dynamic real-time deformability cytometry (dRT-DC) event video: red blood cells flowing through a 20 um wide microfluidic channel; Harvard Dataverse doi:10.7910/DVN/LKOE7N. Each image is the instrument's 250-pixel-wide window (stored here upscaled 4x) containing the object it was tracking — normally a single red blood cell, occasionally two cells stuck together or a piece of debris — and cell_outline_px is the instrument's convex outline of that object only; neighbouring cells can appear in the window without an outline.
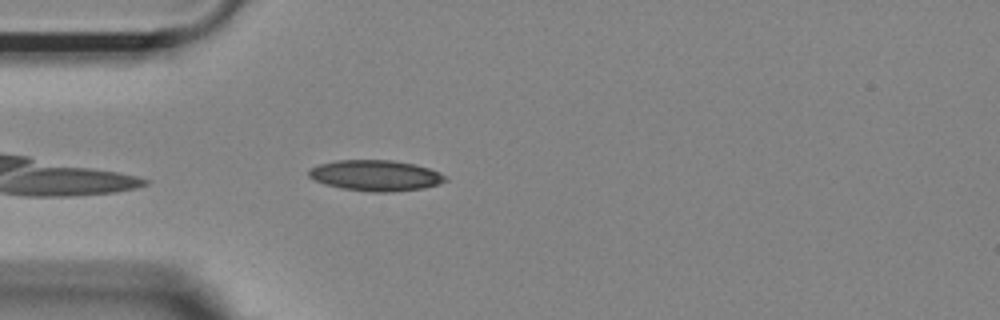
{"species": "Egyptian fruit bat (a non-hibernating species)", "species_latin": "Rousettus aegyptiacus", "temperature_condition": "room temperature", "stored_images_in_passage": 35, "camera_frame_rate_fps": 3000, "um_per_image_px": 0.085, "animal": {"sex": "female"}, "frame": {"image": 1, "passage_image": 5, "time_ms": 1.333, "image_size_px": [1000, 320], "cell_outline_px": [[448, 180], [440, 184], [424, 188], [392, 192], [372, 192], [340, 188], [324, 184], [308, 176], [308, 172], [312, 168], [320, 164], [336, 160], [392, 160], [416, 164], [440, 172], [448, 176]], "centroid_in_image_um": [31.98, 14.92], "position_along_channel_um": 53.0, "area_um2": 24.68}}
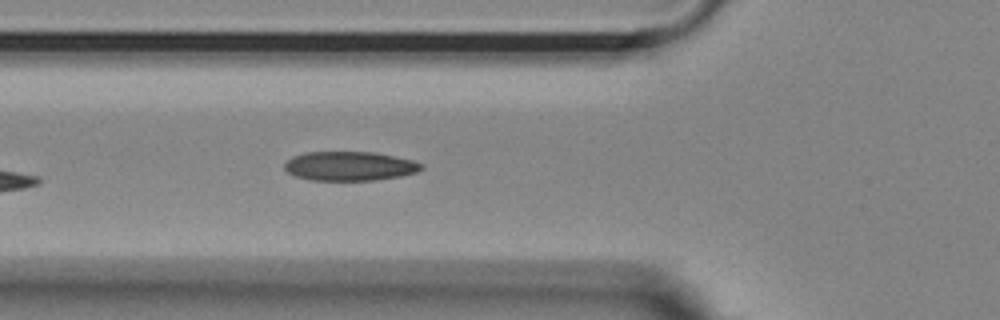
{"frame": {"image": 2, "passage_image": 9, "time_ms": 2.667, "image_size_px": [1000, 320], "cell_outline_px": [[424, 168], [416, 172], [400, 176], [372, 180], [312, 180], [296, 176], [288, 172], [284, 168], [284, 164], [292, 156], [304, 152], [376, 152], [396, 156], [412, 160], [424, 164]], "centroid_in_image_um": [29.73, 14.1], "position_along_channel_um": 96.1, "area_um2": 23.29}}
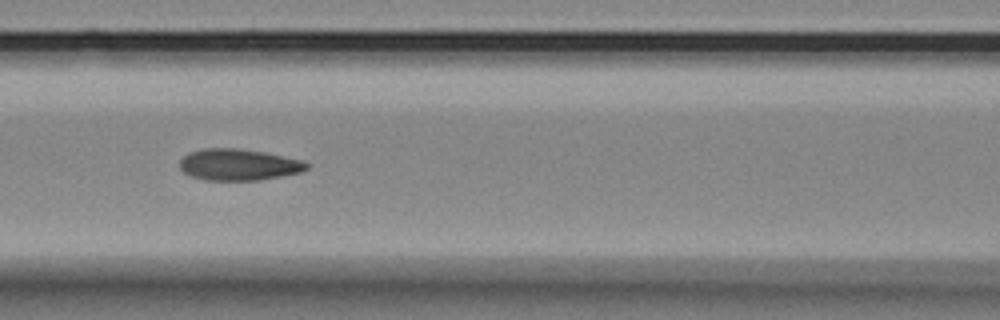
{"frame": {"image": 3, "passage_image": 13, "time_ms": 4.0, "image_size_px": [1000, 320], "cell_outline_px": [[308, 168], [300, 172], [260, 180], [204, 180], [188, 176], [180, 168], [180, 160], [188, 152], [204, 148], [236, 148], [264, 152], [300, 160], [308, 164]], "centroid_in_image_um": [20.22, 14.0], "position_along_channel_um": 146.4, "area_um2": 23.18}}